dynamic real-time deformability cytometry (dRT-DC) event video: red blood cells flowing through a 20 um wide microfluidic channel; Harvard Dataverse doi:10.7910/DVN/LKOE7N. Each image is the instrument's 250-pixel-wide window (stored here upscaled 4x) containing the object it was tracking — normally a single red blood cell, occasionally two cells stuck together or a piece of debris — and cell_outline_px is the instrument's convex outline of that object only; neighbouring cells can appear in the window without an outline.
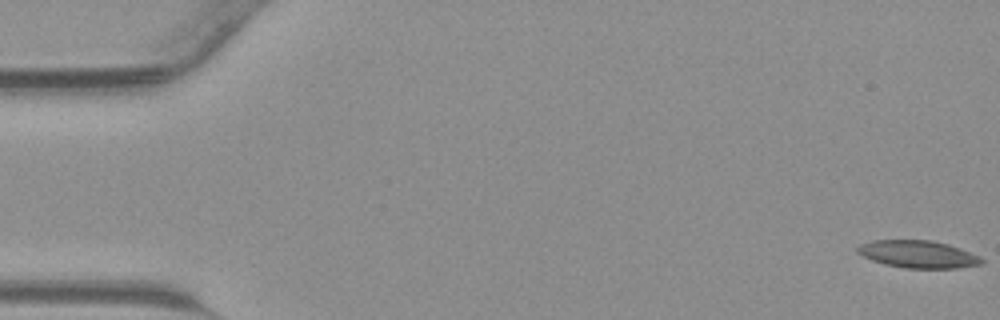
{"species": "common noctule bat (a hibernating species)", "species_latin": "Nyctalus noctula", "temperature_condition": "warm", "stored_images_in_passage": 45, "camera_frame_rate_fps": 3000, "um_per_image_px": 0.085, "animal": {"sex": "male", "body_mass_g": 23.1, "forearm_length_mm": 52.7}, "frame": {"image": 1, "passage_image": 1, "time_ms": 0.0, "image_size_px": [1000, 320], "cell_outline_px": [[984, 264], [960, 268], [904, 268], [884, 264], [872, 260], [856, 252], [856, 248], [860, 244], [872, 240], [932, 240], [948, 244], [960, 248], [980, 256], [984, 260]], "centroid_in_image_um": [78.06, 21.61], "position_along_channel_um": 6.9, "area_um2": 20.0}}
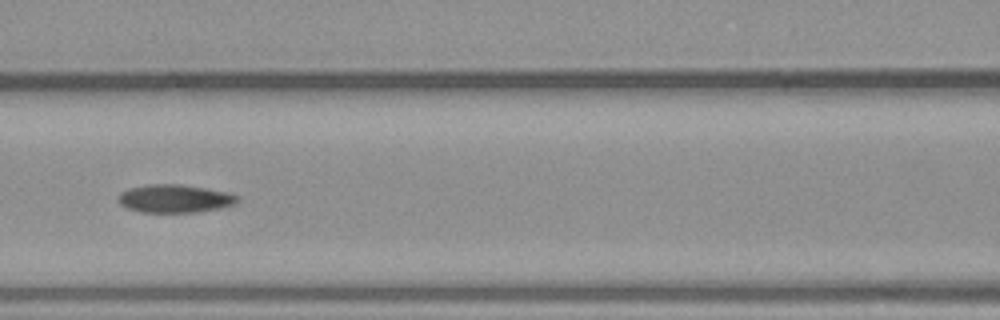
{"frame": {"image": 2, "passage_image": 20, "time_ms": 6.333, "image_size_px": [1000, 320], "cell_outline_px": [[240, 200], [236, 204], [224, 208], [196, 212], [140, 212], [128, 208], [120, 204], [116, 200], [120, 192], [128, 188], [148, 184], [180, 184], [228, 192], [240, 196]], "centroid_in_image_um": [14.88, 16.88], "position_along_channel_um": 151.7, "area_um2": 19.83}}
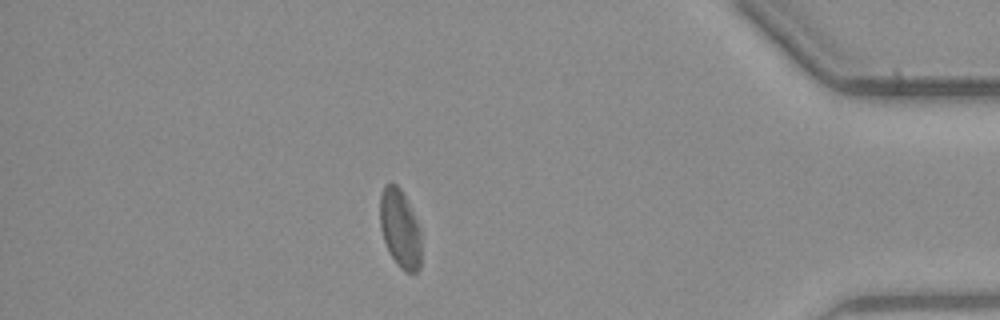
{"frame": {"image": 3, "passage_image": 39, "time_ms": 12.667, "image_size_px": [1000, 320], "cell_outline_px": [[420, 268], [416, 272], [404, 272], [396, 264], [384, 240], [380, 228], [380, 192], [384, 184], [396, 184], [400, 188], [420, 228]], "centroid_in_image_um": [33.98, 19.44], "position_along_channel_um": 401.2, "area_um2": 18.67}}